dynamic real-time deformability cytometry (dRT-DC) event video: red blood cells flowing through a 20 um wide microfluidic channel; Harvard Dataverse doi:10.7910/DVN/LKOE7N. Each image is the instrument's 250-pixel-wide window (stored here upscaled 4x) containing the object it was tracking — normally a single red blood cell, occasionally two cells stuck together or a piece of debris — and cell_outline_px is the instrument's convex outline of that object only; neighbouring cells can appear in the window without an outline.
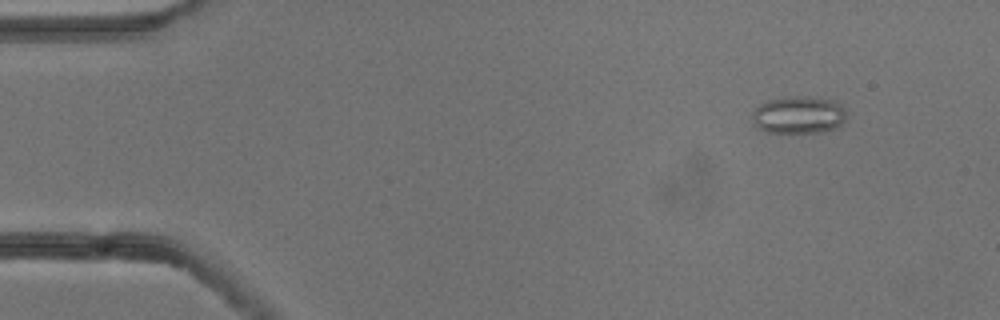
{"species": "common noctule bat (a hibernating species)", "species_latin": "Nyctalus noctula", "temperature_condition": "cold", "stored_images_in_passage": 5, "camera_frame_rate_fps": 3000, "um_per_image_px": 0.085, "animal": {"sex": "male", "body_mass_g": 13.3}, "frame": {"image": 1, "passage_image": 2, "time_ms": 0.333, "image_size_px": [1000, 320], "cell_outline_px": [[844, 120], [836, 128], [824, 132], [768, 132], [756, 128], [752, 124], [752, 112], [760, 104], [768, 100], [784, 96], [804, 96], [836, 100], [844, 108]], "centroid_in_image_um": [67.84, 9.76], "position_along_channel_um": 17.2, "area_um2": 20.75}}